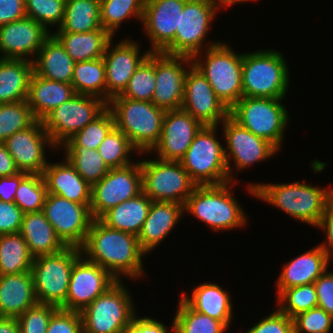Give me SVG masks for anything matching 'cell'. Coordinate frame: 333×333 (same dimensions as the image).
Returning <instances> with one entry per match:
<instances>
[{"label": "cell", "instance_id": "cb8c5ba5", "mask_svg": "<svg viewBox=\"0 0 333 333\" xmlns=\"http://www.w3.org/2000/svg\"><path fill=\"white\" fill-rule=\"evenodd\" d=\"M51 34L43 25L27 16L3 24L0 26V58L33 62Z\"/></svg>", "mask_w": 333, "mask_h": 333}, {"label": "cell", "instance_id": "f546056e", "mask_svg": "<svg viewBox=\"0 0 333 333\" xmlns=\"http://www.w3.org/2000/svg\"><path fill=\"white\" fill-rule=\"evenodd\" d=\"M75 94L72 84L42 78L33 72L27 102L35 119L41 121L53 109L70 100Z\"/></svg>", "mask_w": 333, "mask_h": 333}, {"label": "cell", "instance_id": "4fadbf2b", "mask_svg": "<svg viewBox=\"0 0 333 333\" xmlns=\"http://www.w3.org/2000/svg\"><path fill=\"white\" fill-rule=\"evenodd\" d=\"M106 108L107 103L98 97L75 94L70 100L53 109L41 121L53 144L59 150Z\"/></svg>", "mask_w": 333, "mask_h": 333}, {"label": "cell", "instance_id": "b9f144b4", "mask_svg": "<svg viewBox=\"0 0 333 333\" xmlns=\"http://www.w3.org/2000/svg\"><path fill=\"white\" fill-rule=\"evenodd\" d=\"M115 127V119L107 107L97 118L78 131L61 147L97 149L107 134Z\"/></svg>", "mask_w": 333, "mask_h": 333}, {"label": "cell", "instance_id": "11a10c76", "mask_svg": "<svg viewBox=\"0 0 333 333\" xmlns=\"http://www.w3.org/2000/svg\"><path fill=\"white\" fill-rule=\"evenodd\" d=\"M318 307L333 317V271L326 270L314 282Z\"/></svg>", "mask_w": 333, "mask_h": 333}, {"label": "cell", "instance_id": "6f0895ef", "mask_svg": "<svg viewBox=\"0 0 333 333\" xmlns=\"http://www.w3.org/2000/svg\"><path fill=\"white\" fill-rule=\"evenodd\" d=\"M25 17V0H0V26Z\"/></svg>", "mask_w": 333, "mask_h": 333}, {"label": "cell", "instance_id": "ac0fdd59", "mask_svg": "<svg viewBox=\"0 0 333 333\" xmlns=\"http://www.w3.org/2000/svg\"><path fill=\"white\" fill-rule=\"evenodd\" d=\"M192 65L191 57L155 52L156 86L151 102L165 111L181 109L185 78Z\"/></svg>", "mask_w": 333, "mask_h": 333}, {"label": "cell", "instance_id": "e7e4bbea", "mask_svg": "<svg viewBox=\"0 0 333 333\" xmlns=\"http://www.w3.org/2000/svg\"><path fill=\"white\" fill-rule=\"evenodd\" d=\"M64 3H67V2H69V1H72V0H62Z\"/></svg>", "mask_w": 333, "mask_h": 333}, {"label": "cell", "instance_id": "ee69618b", "mask_svg": "<svg viewBox=\"0 0 333 333\" xmlns=\"http://www.w3.org/2000/svg\"><path fill=\"white\" fill-rule=\"evenodd\" d=\"M155 86V52H151L129 79L128 85L121 96L151 102Z\"/></svg>", "mask_w": 333, "mask_h": 333}, {"label": "cell", "instance_id": "c3c4849f", "mask_svg": "<svg viewBox=\"0 0 333 333\" xmlns=\"http://www.w3.org/2000/svg\"><path fill=\"white\" fill-rule=\"evenodd\" d=\"M65 3L62 0H25L26 16L43 25L49 32L50 27L58 29L63 22Z\"/></svg>", "mask_w": 333, "mask_h": 333}, {"label": "cell", "instance_id": "52a82bcc", "mask_svg": "<svg viewBox=\"0 0 333 333\" xmlns=\"http://www.w3.org/2000/svg\"><path fill=\"white\" fill-rule=\"evenodd\" d=\"M218 125H204L195 135L185 156L180 160L197 186L230 182L224 145L218 140Z\"/></svg>", "mask_w": 333, "mask_h": 333}, {"label": "cell", "instance_id": "bcb514c9", "mask_svg": "<svg viewBox=\"0 0 333 333\" xmlns=\"http://www.w3.org/2000/svg\"><path fill=\"white\" fill-rule=\"evenodd\" d=\"M36 121L27 100L0 104V142Z\"/></svg>", "mask_w": 333, "mask_h": 333}, {"label": "cell", "instance_id": "f1b7e54d", "mask_svg": "<svg viewBox=\"0 0 333 333\" xmlns=\"http://www.w3.org/2000/svg\"><path fill=\"white\" fill-rule=\"evenodd\" d=\"M196 286L190 297L182 292L181 298L196 312L206 314L230 327L234 312L228 290L214 282H202Z\"/></svg>", "mask_w": 333, "mask_h": 333}, {"label": "cell", "instance_id": "44dd1931", "mask_svg": "<svg viewBox=\"0 0 333 333\" xmlns=\"http://www.w3.org/2000/svg\"><path fill=\"white\" fill-rule=\"evenodd\" d=\"M182 110L204 125H220L229 109L216 96L204 75L192 65L185 78Z\"/></svg>", "mask_w": 333, "mask_h": 333}, {"label": "cell", "instance_id": "d4e9b609", "mask_svg": "<svg viewBox=\"0 0 333 333\" xmlns=\"http://www.w3.org/2000/svg\"><path fill=\"white\" fill-rule=\"evenodd\" d=\"M184 215V205L176 202L152 201L138 242L140 248L150 254L170 234Z\"/></svg>", "mask_w": 333, "mask_h": 333}, {"label": "cell", "instance_id": "8d00e7d4", "mask_svg": "<svg viewBox=\"0 0 333 333\" xmlns=\"http://www.w3.org/2000/svg\"><path fill=\"white\" fill-rule=\"evenodd\" d=\"M33 259L19 232L0 235V275L29 272Z\"/></svg>", "mask_w": 333, "mask_h": 333}, {"label": "cell", "instance_id": "f6af8a7d", "mask_svg": "<svg viewBox=\"0 0 333 333\" xmlns=\"http://www.w3.org/2000/svg\"><path fill=\"white\" fill-rule=\"evenodd\" d=\"M277 309L290 318L318 306L314 283L284 289L277 297Z\"/></svg>", "mask_w": 333, "mask_h": 333}, {"label": "cell", "instance_id": "83f0119b", "mask_svg": "<svg viewBox=\"0 0 333 333\" xmlns=\"http://www.w3.org/2000/svg\"><path fill=\"white\" fill-rule=\"evenodd\" d=\"M38 303L31 271L0 275V313L2 317L17 318Z\"/></svg>", "mask_w": 333, "mask_h": 333}, {"label": "cell", "instance_id": "3957f363", "mask_svg": "<svg viewBox=\"0 0 333 333\" xmlns=\"http://www.w3.org/2000/svg\"><path fill=\"white\" fill-rule=\"evenodd\" d=\"M235 182L196 186L184 204V214H191L213 231L233 230L246 226V212L232 192Z\"/></svg>", "mask_w": 333, "mask_h": 333}, {"label": "cell", "instance_id": "2e32d148", "mask_svg": "<svg viewBox=\"0 0 333 333\" xmlns=\"http://www.w3.org/2000/svg\"><path fill=\"white\" fill-rule=\"evenodd\" d=\"M42 212L66 247H82L94 220L90 204L47 193Z\"/></svg>", "mask_w": 333, "mask_h": 333}, {"label": "cell", "instance_id": "f5cc1de1", "mask_svg": "<svg viewBox=\"0 0 333 333\" xmlns=\"http://www.w3.org/2000/svg\"><path fill=\"white\" fill-rule=\"evenodd\" d=\"M47 333H83L80 312L58 308L50 318Z\"/></svg>", "mask_w": 333, "mask_h": 333}, {"label": "cell", "instance_id": "60d3db41", "mask_svg": "<svg viewBox=\"0 0 333 333\" xmlns=\"http://www.w3.org/2000/svg\"><path fill=\"white\" fill-rule=\"evenodd\" d=\"M61 148L65 152V158L90 186L110 171L97 149Z\"/></svg>", "mask_w": 333, "mask_h": 333}, {"label": "cell", "instance_id": "7c38bea8", "mask_svg": "<svg viewBox=\"0 0 333 333\" xmlns=\"http://www.w3.org/2000/svg\"><path fill=\"white\" fill-rule=\"evenodd\" d=\"M145 159V160H144ZM140 160L142 192L152 201L185 204L197 186L180 161Z\"/></svg>", "mask_w": 333, "mask_h": 333}, {"label": "cell", "instance_id": "5bb4252c", "mask_svg": "<svg viewBox=\"0 0 333 333\" xmlns=\"http://www.w3.org/2000/svg\"><path fill=\"white\" fill-rule=\"evenodd\" d=\"M220 125L225 140L224 152L230 181L236 182L233 173L248 169V166L264 162L275 156L278 149L266 139L256 136L228 116ZM234 162L231 164V162ZM232 167H234L232 169ZM237 169V170H236ZM237 171V172H233Z\"/></svg>", "mask_w": 333, "mask_h": 333}, {"label": "cell", "instance_id": "7bdbcfd3", "mask_svg": "<svg viewBox=\"0 0 333 333\" xmlns=\"http://www.w3.org/2000/svg\"><path fill=\"white\" fill-rule=\"evenodd\" d=\"M97 151L110 169L130 165L133 163L131 153L140 154L127 136L116 127L107 134Z\"/></svg>", "mask_w": 333, "mask_h": 333}, {"label": "cell", "instance_id": "be15d7a7", "mask_svg": "<svg viewBox=\"0 0 333 333\" xmlns=\"http://www.w3.org/2000/svg\"><path fill=\"white\" fill-rule=\"evenodd\" d=\"M215 1L221 8H225V7H230L233 4H238V3H244V2H251V1H255V0H213Z\"/></svg>", "mask_w": 333, "mask_h": 333}, {"label": "cell", "instance_id": "f907efd6", "mask_svg": "<svg viewBox=\"0 0 333 333\" xmlns=\"http://www.w3.org/2000/svg\"><path fill=\"white\" fill-rule=\"evenodd\" d=\"M58 307L50 304H40L27 309L17 317L20 333H47L52 314Z\"/></svg>", "mask_w": 333, "mask_h": 333}, {"label": "cell", "instance_id": "816d5d0a", "mask_svg": "<svg viewBox=\"0 0 333 333\" xmlns=\"http://www.w3.org/2000/svg\"><path fill=\"white\" fill-rule=\"evenodd\" d=\"M245 333H294V322L275 308L274 312L263 317Z\"/></svg>", "mask_w": 333, "mask_h": 333}, {"label": "cell", "instance_id": "681fc988", "mask_svg": "<svg viewBox=\"0 0 333 333\" xmlns=\"http://www.w3.org/2000/svg\"><path fill=\"white\" fill-rule=\"evenodd\" d=\"M294 333H330L333 317L320 307L299 313L293 318Z\"/></svg>", "mask_w": 333, "mask_h": 333}, {"label": "cell", "instance_id": "8992f818", "mask_svg": "<svg viewBox=\"0 0 333 333\" xmlns=\"http://www.w3.org/2000/svg\"><path fill=\"white\" fill-rule=\"evenodd\" d=\"M232 49L227 42H220L192 58L193 65L204 75L216 96L229 110L243 96V53Z\"/></svg>", "mask_w": 333, "mask_h": 333}, {"label": "cell", "instance_id": "9c48e42d", "mask_svg": "<svg viewBox=\"0 0 333 333\" xmlns=\"http://www.w3.org/2000/svg\"><path fill=\"white\" fill-rule=\"evenodd\" d=\"M122 280H117L103 294L80 312L84 333H123L137 315L133 296Z\"/></svg>", "mask_w": 333, "mask_h": 333}, {"label": "cell", "instance_id": "8fae6325", "mask_svg": "<svg viewBox=\"0 0 333 333\" xmlns=\"http://www.w3.org/2000/svg\"><path fill=\"white\" fill-rule=\"evenodd\" d=\"M220 9L222 8L213 0H187L183 11L180 12L179 29H176L175 38L162 53L193 58L196 54L219 44L221 41H205L211 29V22H214Z\"/></svg>", "mask_w": 333, "mask_h": 333}, {"label": "cell", "instance_id": "6da1fadb", "mask_svg": "<svg viewBox=\"0 0 333 333\" xmlns=\"http://www.w3.org/2000/svg\"><path fill=\"white\" fill-rule=\"evenodd\" d=\"M80 249L87 260L100 265L117 280H139L145 276L143 259L148 255L140 248L138 237L110 228L99 219L93 220Z\"/></svg>", "mask_w": 333, "mask_h": 333}, {"label": "cell", "instance_id": "9a60e30c", "mask_svg": "<svg viewBox=\"0 0 333 333\" xmlns=\"http://www.w3.org/2000/svg\"><path fill=\"white\" fill-rule=\"evenodd\" d=\"M142 192L140 160L130 165L111 168L97 183L91 186L90 210L94 219L118 204Z\"/></svg>", "mask_w": 333, "mask_h": 333}, {"label": "cell", "instance_id": "680465c9", "mask_svg": "<svg viewBox=\"0 0 333 333\" xmlns=\"http://www.w3.org/2000/svg\"><path fill=\"white\" fill-rule=\"evenodd\" d=\"M317 228L322 229L326 234V241L319 245L325 252L327 265L329 266L331 259L333 262V203L327 208Z\"/></svg>", "mask_w": 333, "mask_h": 333}, {"label": "cell", "instance_id": "d6986e66", "mask_svg": "<svg viewBox=\"0 0 333 333\" xmlns=\"http://www.w3.org/2000/svg\"><path fill=\"white\" fill-rule=\"evenodd\" d=\"M20 172L42 175L49 161L46 147L59 151L53 144L42 121L36 120L29 128L18 131L4 142Z\"/></svg>", "mask_w": 333, "mask_h": 333}, {"label": "cell", "instance_id": "9f6ffc18", "mask_svg": "<svg viewBox=\"0 0 333 333\" xmlns=\"http://www.w3.org/2000/svg\"><path fill=\"white\" fill-rule=\"evenodd\" d=\"M165 323L159 322L154 317H133V320L127 325L123 333H174V320L170 327L164 325Z\"/></svg>", "mask_w": 333, "mask_h": 333}, {"label": "cell", "instance_id": "db71d44e", "mask_svg": "<svg viewBox=\"0 0 333 333\" xmlns=\"http://www.w3.org/2000/svg\"><path fill=\"white\" fill-rule=\"evenodd\" d=\"M23 215L14 202L0 200V235L20 232Z\"/></svg>", "mask_w": 333, "mask_h": 333}, {"label": "cell", "instance_id": "7dc6e473", "mask_svg": "<svg viewBox=\"0 0 333 333\" xmlns=\"http://www.w3.org/2000/svg\"><path fill=\"white\" fill-rule=\"evenodd\" d=\"M47 196L43 175L28 174L18 186L14 203L26 213L40 212Z\"/></svg>", "mask_w": 333, "mask_h": 333}, {"label": "cell", "instance_id": "74e56055", "mask_svg": "<svg viewBox=\"0 0 333 333\" xmlns=\"http://www.w3.org/2000/svg\"><path fill=\"white\" fill-rule=\"evenodd\" d=\"M71 84L76 94L95 96L106 102V76L103 57L75 63Z\"/></svg>", "mask_w": 333, "mask_h": 333}, {"label": "cell", "instance_id": "ab89813d", "mask_svg": "<svg viewBox=\"0 0 333 333\" xmlns=\"http://www.w3.org/2000/svg\"><path fill=\"white\" fill-rule=\"evenodd\" d=\"M177 307L174 333H224L229 329L223 322L196 312L181 297Z\"/></svg>", "mask_w": 333, "mask_h": 333}, {"label": "cell", "instance_id": "91938a15", "mask_svg": "<svg viewBox=\"0 0 333 333\" xmlns=\"http://www.w3.org/2000/svg\"><path fill=\"white\" fill-rule=\"evenodd\" d=\"M27 175L28 173L19 172L14 176L0 177V200L14 202L16 190Z\"/></svg>", "mask_w": 333, "mask_h": 333}, {"label": "cell", "instance_id": "d6a6232c", "mask_svg": "<svg viewBox=\"0 0 333 333\" xmlns=\"http://www.w3.org/2000/svg\"><path fill=\"white\" fill-rule=\"evenodd\" d=\"M152 200L143 192L114 206L99 220L110 228L138 236L147 218Z\"/></svg>", "mask_w": 333, "mask_h": 333}, {"label": "cell", "instance_id": "4316f807", "mask_svg": "<svg viewBox=\"0 0 333 333\" xmlns=\"http://www.w3.org/2000/svg\"><path fill=\"white\" fill-rule=\"evenodd\" d=\"M327 269L325 252L318 244L283 265L275 285L276 294L287 288L314 283Z\"/></svg>", "mask_w": 333, "mask_h": 333}, {"label": "cell", "instance_id": "836d02e7", "mask_svg": "<svg viewBox=\"0 0 333 333\" xmlns=\"http://www.w3.org/2000/svg\"><path fill=\"white\" fill-rule=\"evenodd\" d=\"M33 62L0 58V104L27 100Z\"/></svg>", "mask_w": 333, "mask_h": 333}, {"label": "cell", "instance_id": "277c9868", "mask_svg": "<svg viewBox=\"0 0 333 333\" xmlns=\"http://www.w3.org/2000/svg\"><path fill=\"white\" fill-rule=\"evenodd\" d=\"M107 107L115 119V127L122 131L142 154H149L159 142L166 111L153 102L133 100L118 95Z\"/></svg>", "mask_w": 333, "mask_h": 333}, {"label": "cell", "instance_id": "4dcf8cb0", "mask_svg": "<svg viewBox=\"0 0 333 333\" xmlns=\"http://www.w3.org/2000/svg\"><path fill=\"white\" fill-rule=\"evenodd\" d=\"M75 61L59 40L51 34L33 61V72L42 78L71 84Z\"/></svg>", "mask_w": 333, "mask_h": 333}, {"label": "cell", "instance_id": "7a4b0ae2", "mask_svg": "<svg viewBox=\"0 0 333 333\" xmlns=\"http://www.w3.org/2000/svg\"><path fill=\"white\" fill-rule=\"evenodd\" d=\"M308 183H252L249 195L282 210L294 219L316 228L327 208L333 203V187Z\"/></svg>", "mask_w": 333, "mask_h": 333}, {"label": "cell", "instance_id": "484cf974", "mask_svg": "<svg viewBox=\"0 0 333 333\" xmlns=\"http://www.w3.org/2000/svg\"><path fill=\"white\" fill-rule=\"evenodd\" d=\"M63 159L60 163H48L44 169L42 175L47 186V193L79 204H90L91 186L65 157Z\"/></svg>", "mask_w": 333, "mask_h": 333}, {"label": "cell", "instance_id": "94428289", "mask_svg": "<svg viewBox=\"0 0 333 333\" xmlns=\"http://www.w3.org/2000/svg\"><path fill=\"white\" fill-rule=\"evenodd\" d=\"M20 171L13 157L9 154L3 142H0V177L14 176Z\"/></svg>", "mask_w": 333, "mask_h": 333}, {"label": "cell", "instance_id": "5b68a950", "mask_svg": "<svg viewBox=\"0 0 333 333\" xmlns=\"http://www.w3.org/2000/svg\"><path fill=\"white\" fill-rule=\"evenodd\" d=\"M284 55L275 49L243 53L242 91L244 97L285 98L290 72Z\"/></svg>", "mask_w": 333, "mask_h": 333}, {"label": "cell", "instance_id": "f35d334b", "mask_svg": "<svg viewBox=\"0 0 333 333\" xmlns=\"http://www.w3.org/2000/svg\"><path fill=\"white\" fill-rule=\"evenodd\" d=\"M145 0H103L100 1V22L102 28L112 37L128 18L142 21Z\"/></svg>", "mask_w": 333, "mask_h": 333}, {"label": "cell", "instance_id": "603a6c76", "mask_svg": "<svg viewBox=\"0 0 333 333\" xmlns=\"http://www.w3.org/2000/svg\"><path fill=\"white\" fill-rule=\"evenodd\" d=\"M187 0H145L144 35L150 40V52H162L175 38L180 12Z\"/></svg>", "mask_w": 333, "mask_h": 333}, {"label": "cell", "instance_id": "1f68e13d", "mask_svg": "<svg viewBox=\"0 0 333 333\" xmlns=\"http://www.w3.org/2000/svg\"><path fill=\"white\" fill-rule=\"evenodd\" d=\"M19 233L25 239L33 258L55 254L66 247L42 211L24 214Z\"/></svg>", "mask_w": 333, "mask_h": 333}, {"label": "cell", "instance_id": "d590c367", "mask_svg": "<svg viewBox=\"0 0 333 333\" xmlns=\"http://www.w3.org/2000/svg\"><path fill=\"white\" fill-rule=\"evenodd\" d=\"M101 28L99 0H72L65 3L62 25L55 32H90Z\"/></svg>", "mask_w": 333, "mask_h": 333}, {"label": "cell", "instance_id": "e575fe53", "mask_svg": "<svg viewBox=\"0 0 333 333\" xmlns=\"http://www.w3.org/2000/svg\"><path fill=\"white\" fill-rule=\"evenodd\" d=\"M51 33L59 40L75 63L103 57L108 42L113 38L103 28L90 32Z\"/></svg>", "mask_w": 333, "mask_h": 333}, {"label": "cell", "instance_id": "6125c7cd", "mask_svg": "<svg viewBox=\"0 0 333 333\" xmlns=\"http://www.w3.org/2000/svg\"><path fill=\"white\" fill-rule=\"evenodd\" d=\"M0 333H20V328L17 318L1 317Z\"/></svg>", "mask_w": 333, "mask_h": 333}, {"label": "cell", "instance_id": "7402d4cb", "mask_svg": "<svg viewBox=\"0 0 333 333\" xmlns=\"http://www.w3.org/2000/svg\"><path fill=\"white\" fill-rule=\"evenodd\" d=\"M202 126L182 109L166 111L159 142L149 153L163 161H180Z\"/></svg>", "mask_w": 333, "mask_h": 333}, {"label": "cell", "instance_id": "ffe728a7", "mask_svg": "<svg viewBox=\"0 0 333 333\" xmlns=\"http://www.w3.org/2000/svg\"><path fill=\"white\" fill-rule=\"evenodd\" d=\"M116 281L107 270L81 255L74 263L62 309L81 312Z\"/></svg>", "mask_w": 333, "mask_h": 333}, {"label": "cell", "instance_id": "ba28073f", "mask_svg": "<svg viewBox=\"0 0 333 333\" xmlns=\"http://www.w3.org/2000/svg\"><path fill=\"white\" fill-rule=\"evenodd\" d=\"M284 98L244 97L229 110V116L256 136L273 144L278 150L283 143L289 113Z\"/></svg>", "mask_w": 333, "mask_h": 333}, {"label": "cell", "instance_id": "30bf717a", "mask_svg": "<svg viewBox=\"0 0 333 333\" xmlns=\"http://www.w3.org/2000/svg\"><path fill=\"white\" fill-rule=\"evenodd\" d=\"M81 255L80 248L65 247L58 253L33 259L31 274L40 304H50L58 308L66 304L71 272L75 261Z\"/></svg>", "mask_w": 333, "mask_h": 333}, {"label": "cell", "instance_id": "e0dca14e", "mask_svg": "<svg viewBox=\"0 0 333 333\" xmlns=\"http://www.w3.org/2000/svg\"><path fill=\"white\" fill-rule=\"evenodd\" d=\"M130 39L120 40L113 45L114 39L112 38L106 46L103 59L105 64L107 104L113 97L123 93L129 79L151 53L148 49L141 54V47L138 45V41Z\"/></svg>", "mask_w": 333, "mask_h": 333}]
</instances>
